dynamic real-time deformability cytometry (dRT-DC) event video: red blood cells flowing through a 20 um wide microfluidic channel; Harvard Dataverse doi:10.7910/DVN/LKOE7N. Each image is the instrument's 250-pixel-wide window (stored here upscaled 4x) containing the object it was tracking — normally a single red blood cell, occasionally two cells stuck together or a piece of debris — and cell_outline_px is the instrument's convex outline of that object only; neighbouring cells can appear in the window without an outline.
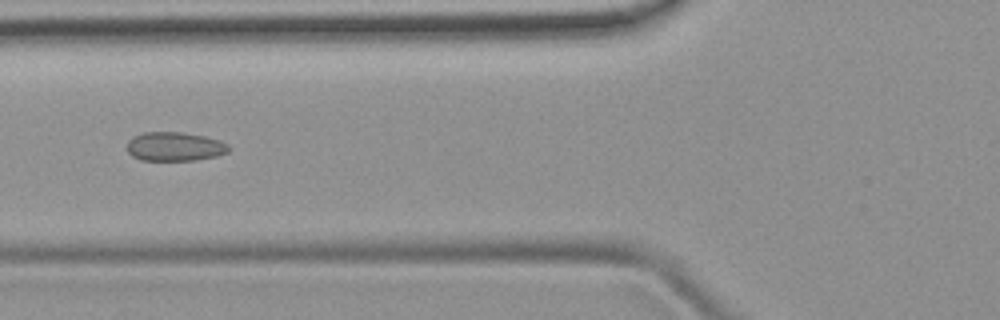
{"species": "common noctule bat (a hibernating species)", "species_latin": "Nyctalus noctula", "temperature_condition": "room temperature", "stored_images_in_passage": 5, "camera_frame_rate_fps": 3000, "um_per_image_px": 0.085, "animal": {"sex": "female", "body_mass_g": 19.9}, "frame": {"image": 1, "passage_image": 5, "time_ms": 5.667, "image_size_px": [1000, 320], "cell_outline_px": [[232, 148], [228, 152], [216, 156], [196, 160], [140, 160], [132, 156], [128, 152], [128, 140], [132, 136], [144, 132], [180, 132], [204, 136], [220, 140], [228, 144]], "centroid_in_image_um": [14.86, 12.45], "position_along_channel_um": 110.9, "area_um2": 17.28}}